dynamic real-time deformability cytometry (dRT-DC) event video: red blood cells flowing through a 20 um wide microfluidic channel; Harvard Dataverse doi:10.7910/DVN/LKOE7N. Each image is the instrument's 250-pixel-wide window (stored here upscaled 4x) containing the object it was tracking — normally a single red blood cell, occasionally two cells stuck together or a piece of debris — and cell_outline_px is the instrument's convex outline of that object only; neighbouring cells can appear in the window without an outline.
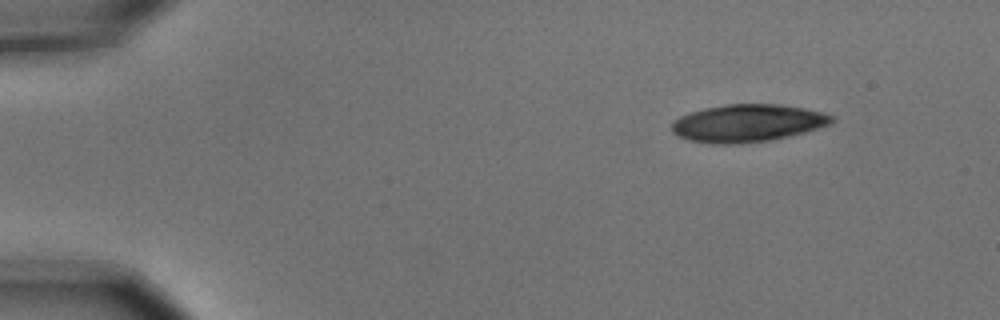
{"species": "common noctule bat (a hibernating species)", "species_latin": "Nyctalus noctula", "temperature_condition": "cold", "stored_images_in_passage": 4, "camera_frame_rate_fps": 3000, "um_per_image_px": 0.085, "animal": {"sex": "male", "body_mass_g": 15.6}, "frame": {"image": 1, "passage_image": 1, "time_ms": 0.0, "image_size_px": [1000, 320], "cell_outline_px": [[836, 120], [832, 124], [804, 132], [788, 136], [768, 140], [728, 144], [712, 144], [688, 140], [672, 132], [672, 120], [688, 112], [704, 108], [724, 104], [780, 104], [804, 108], [824, 112], [836, 116]], "centroid_in_image_um": [63.56, 10.45], "position_along_channel_um": 21.4, "area_um2": 35.2}}